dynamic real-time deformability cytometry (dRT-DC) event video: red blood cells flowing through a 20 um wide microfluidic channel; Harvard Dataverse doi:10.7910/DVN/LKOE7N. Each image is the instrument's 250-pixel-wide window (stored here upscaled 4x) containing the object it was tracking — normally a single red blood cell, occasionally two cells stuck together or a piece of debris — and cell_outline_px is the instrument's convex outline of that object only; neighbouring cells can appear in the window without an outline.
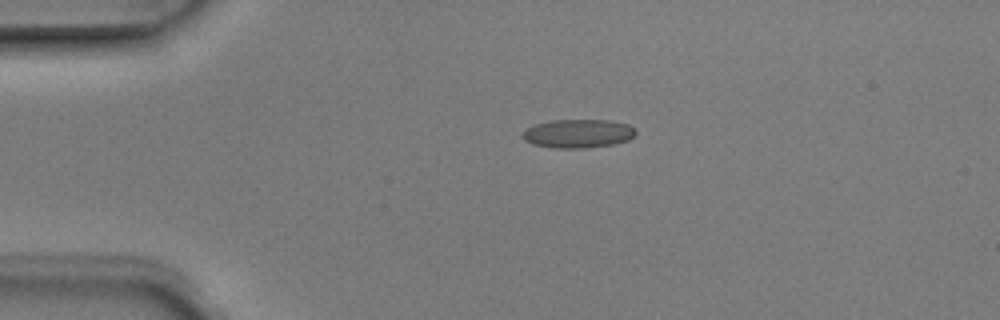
{"species": "Egyptian fruit bat (a non-hibernating species)", "species_latin": "Rousettus aegyptiacus", "temperature_condition": "room temperature", "stored_images_in_passage": 2, "camera_frame_rate_fps": 3000, "um_per_image_px": 0.085, "animal": {"sex": "male"}, "frame": {"image": 1, "passage_image": 1, "time_ms": 0.0, "image_size_px": [1000, 320], "cell_outline_px": [[636, 132], [628, 140], [612, 144], [584, 148], [552, 148], [532, 144], [524, 140], [520, 136], [528, 128], [536, 124], [552, 120], [612, 120], [628, 124], [636, 128]], "centroid_in_image_um": [49.13, 11.35], "position_along_channel_um": 35.9, "area_um2": 18.9}}